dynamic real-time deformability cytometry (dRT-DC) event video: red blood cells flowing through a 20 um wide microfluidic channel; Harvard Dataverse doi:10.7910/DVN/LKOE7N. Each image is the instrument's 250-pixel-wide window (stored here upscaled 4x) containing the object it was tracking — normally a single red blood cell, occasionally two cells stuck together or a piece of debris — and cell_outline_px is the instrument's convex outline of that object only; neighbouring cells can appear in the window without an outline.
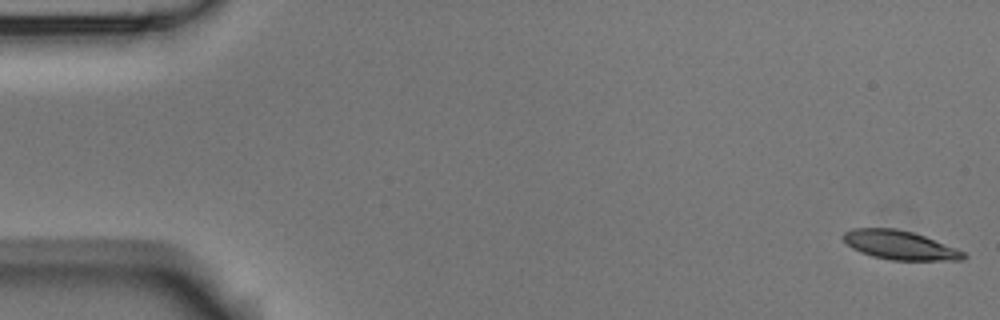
{"species": "Egyptian fruit bat (a non-hibernating species)", "species_latin": "Rousettus aegyptiacus", "temperature_condition": "room temperature", "stored_images_in_passage": 56, "camera_frame_rate_fps": 3000, "um_per_image_px": 0.085, "animal": {"sex": "male"}, "frame": {"image": 1, "passage_image": 1, "time_ms": 0.0, "image_size_px": [1000, 320], "cell_outline_px": [[968, 256], [964, 260], [892, 260], [872, 256], [860, 252], [852, 248], [840, 236], [844, 232], [852, 228], [896, 228], [912, 232], [924, 236], [956, 248], [964, 252]], "centroid_in_image_um": [76.47, 20.83], "position_along_channel_um": 8.5, "area_um2": 20.29}}
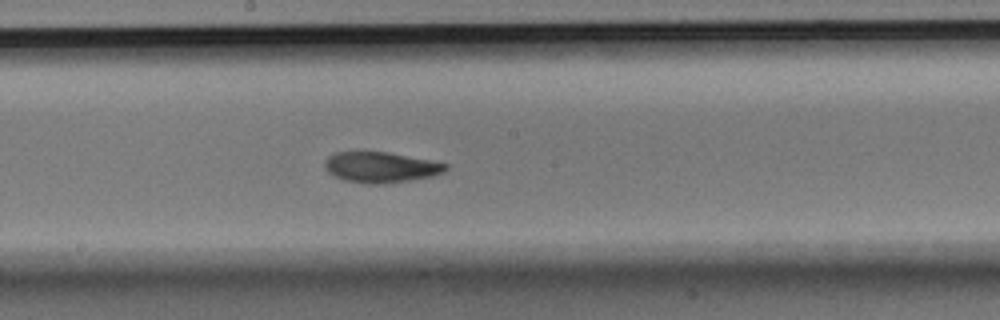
{"frame": {"image": 2, "passage_image": 30, "time_ms": 9.667, "image_size_px": [1000, 320], "cell_outline_px": [[448, 168], [444, 172], [432, 176], [408, 180], [380, 184], [364, 184], [344, 180], [328, 172], [324, 168], [324, 160], [328, 156], [336, 152], [388, 152], [448, 164]], "centroid_in_image_um": [32.33, 14.22], "position_along_channel_um": 215.9, "area_um2": 21.44}}
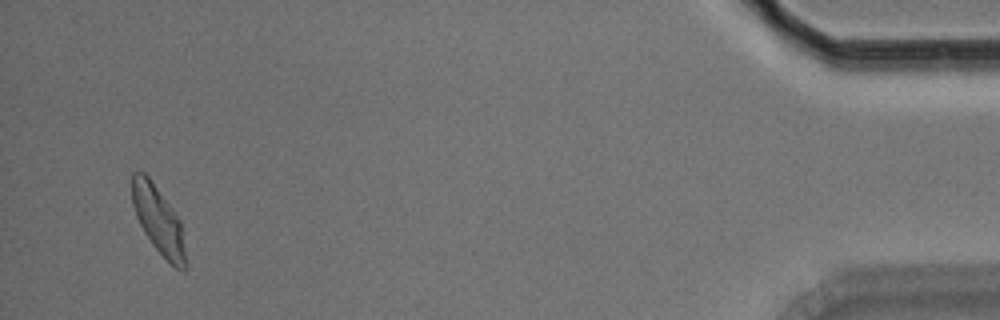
{"frame": {"image": 3, "passage_image": 54, "time_ms": 17.667, "image_size_px": [1000, 320], "cell_outline_px": [[188, 268], [184, 272], [176, 268], [152, 244], [144, 232], [136, 216], [132, 204], [132, 172], [144, 172], [148, 176], [172, 208], [180, 220], [188, 264]], "centroid_in_image_um": [13.49, 18.75], "position_along_channel_um": 421.7, "area_um2": 20.98}, "authors_computed_cell_mechanics": {"area_um2": 21.4438, "velocity_mm_per_s": 3.568, "shape_relaxation_time_tau1_ms": 3.1388, "shape_relaxation_time_tau2_ms": 3.1974, "deformation_change_tau1": 0.1635, "deformation_change_tau2": 0.0523}}